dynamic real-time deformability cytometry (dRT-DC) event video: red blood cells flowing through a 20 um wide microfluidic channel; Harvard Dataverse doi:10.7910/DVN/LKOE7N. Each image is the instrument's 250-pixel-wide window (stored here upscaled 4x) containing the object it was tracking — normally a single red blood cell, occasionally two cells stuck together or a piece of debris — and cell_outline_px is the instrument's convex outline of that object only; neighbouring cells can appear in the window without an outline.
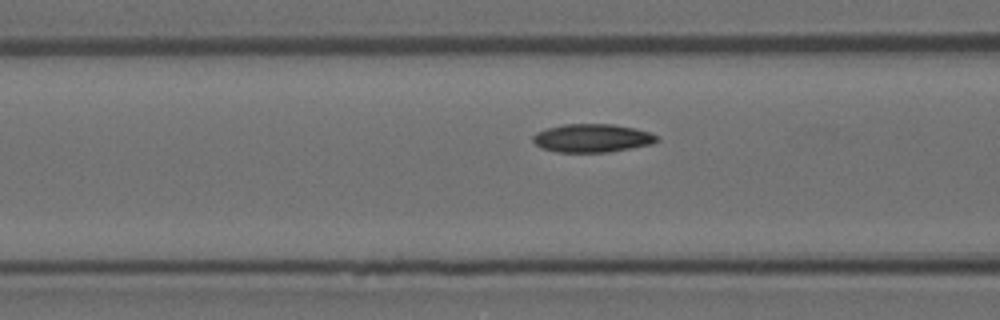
{"species": "Egyptian fruit bat (a non-hibernating species)", "species_latin": "Rousettus aegyptiacus", "temperature_condition": "room temperature", "stored_images_in_passage": 13, "camera_frame_rate_fps": 3000, "um_per_image_px": 0.085, "animal": {"sex": "female"}, "frame": {"image": 1, "passage_image": 11, "time_ms": 3.333, "image_size_px": [1000, 320], "cell_outline_px": [[660, 140], [652, 144], [608, 152], [556, 152], [544, 148], [536, 144], [532, 140], [532, 136], [536, 132], [548, 128], [564, 124], [612, 124], [632, 128], [648, 132], [656, 136]], "centroid_in_image_um": [50.31, 11.74], "position_along_channel_um": 116.3, "area_um2": 20.23}}